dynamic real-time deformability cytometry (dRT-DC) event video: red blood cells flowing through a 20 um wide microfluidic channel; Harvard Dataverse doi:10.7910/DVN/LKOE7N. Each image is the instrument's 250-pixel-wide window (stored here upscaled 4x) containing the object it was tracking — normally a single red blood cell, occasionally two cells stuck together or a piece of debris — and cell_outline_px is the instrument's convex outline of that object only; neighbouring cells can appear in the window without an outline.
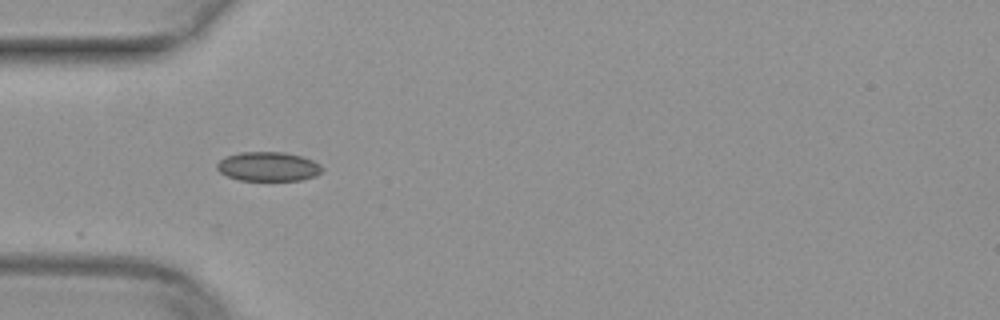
{"species": "common noctule bat (a hibernating species)", "species_latin": "Nyctalus noctula", "temperature_condition": "warm", "stored_images_in_passage": 3, "camera_frame_rate_fps": 3000, "um_per_image_px": 0.085, "animal": {"sex": "female", "body_mass_g": 29.2, "forearm_length_mm": 56.3}, "frame": {"image": 1, "passage_image": 1, "time_ms": 0.0, "image_size_px": [1000, 320], "cell_outline_px": [[324, 168], [316, 176], [300, 180], [240, 180], [228, 176], [220, 172], [216, 168], [216, 164], [224, 156], [240, 152], [284, 152], [300, 156], [312, 160], [320, 164]], "centroid_in_image_um": [22.78, 14.15], "position_along_channel_um": 62.2, "area_um2": 17.92}}